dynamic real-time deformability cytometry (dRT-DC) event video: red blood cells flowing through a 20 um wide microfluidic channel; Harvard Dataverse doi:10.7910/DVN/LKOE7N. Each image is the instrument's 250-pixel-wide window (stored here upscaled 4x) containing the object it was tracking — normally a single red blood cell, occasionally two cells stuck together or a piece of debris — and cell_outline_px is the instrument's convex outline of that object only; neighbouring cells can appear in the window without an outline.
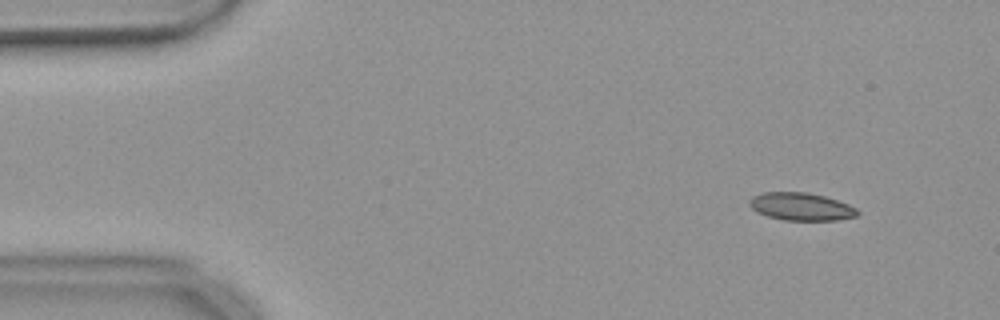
{"species": "common noctule bat (a hibernating species)", "species_latin": "Nyctalus noctula", "temperature_condition": "warm", "stored_images_in_passage": 54, "camera_frame_rate_fps": 3000, "um_per_image_px": 0.085, "animal": {"sex": "female", "body_mass_g": 18.4}, "frame": {"image": 1, "passage_image": 5, "time_ms": 1.333, "image_size_px": [1000, 320], "cell_outline_px": [[860, 212], [856, 216], [836, 220], [784, 220], [768, 216], [756, 212], [748, 204], [748, 200], [752, 196], [760, 192], [808, 192], [824, 196], [848, 204], [856, 208]], "centroid_in_image_um": [68.05, 17.55], "position_along_channel_um": 16.9, "area_um2": 17.51}}
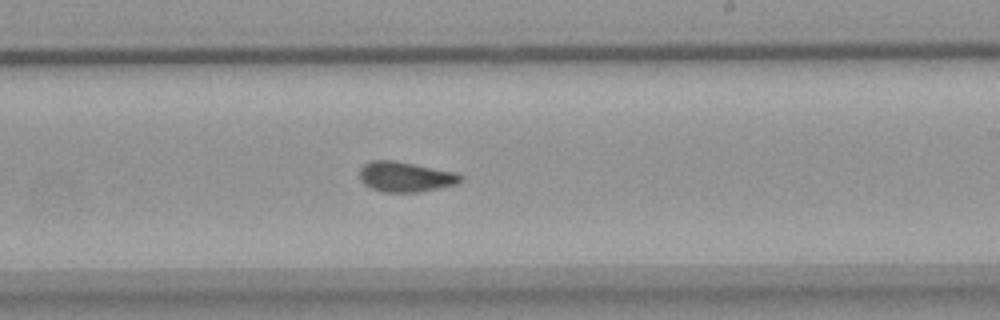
{"frame": {"image": 2, "passage_image": 32, "time_ms": 10.333, "image_size_px": [1000, 320], "cell_outline_px": [[464, 180], [456, 184], [420, 192], [380, 192], [364, 184], [360, 180], [360, 168], [364, 164], [372, 160], [392, 160], [456, 172], [464, 176]], "centroid_in_image_um": [34.47, 15.03], "position_along_channel_um": 254.5, "area_um2": 17.8}}
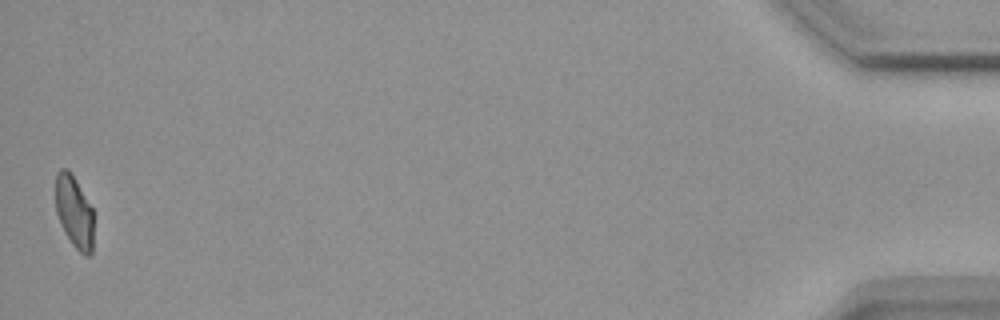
{"frame": {"image": 3, "passage_image": 54, "time_ms": 17.667, "image_size_px": [1000, 320], "cell_outline_px": [[92, 252], [88, 256], [84, 256], [72, 244], [64, 232], [60, 224], [56, 212], [56, 172], [60, 168], [68, 168], [72, 172], [92, 208]], "centroid_in_image_um": [6.29, 17.97], "position_along_channel_um": 428.9, "area_um2": 16.07}, "authors_computed_cell_mechanics": {"area_um2": 17.629, "velocity_mm_per_s": 3.6789, "shape_relaxation_time_tau1_ms": null, "shape_relaxation_time_tau2_ms": 1.6344, "deformation_change_tau1": null, "deformation_change_tau2": 0.0841}}